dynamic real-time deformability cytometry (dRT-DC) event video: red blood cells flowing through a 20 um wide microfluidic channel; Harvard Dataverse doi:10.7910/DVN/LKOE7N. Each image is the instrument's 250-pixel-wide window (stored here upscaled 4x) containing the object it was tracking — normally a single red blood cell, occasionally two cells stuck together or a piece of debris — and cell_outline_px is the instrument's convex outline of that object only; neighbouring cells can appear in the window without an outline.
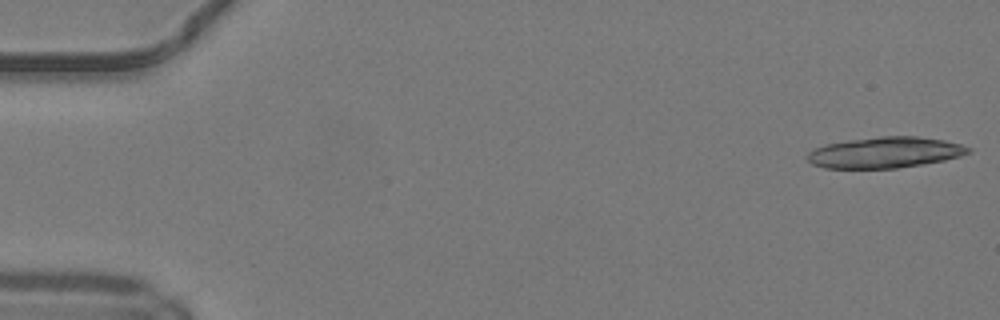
{"species": "common noctule bat (a hibernating species)", "species_latin": "Nyctalus noctula", "temperature_condition": "warm", "stored_images_in_passage": 50, "segment_of_instrument_passage": [1, 2], "camera_frame_rate_fps": 3000, "um_per_image_px": 0.085, "animal": {"sex": "male", "body_mass_g": 19.2, "forearm_length_mm": 51.8}, "frame": {"image": 1, "passage_image": 1, "time_ms": 0.0, "image_size_px": [1000, 320], "cell_outline_px": [[972, 152], [960, 156], [944, 160], [896, 168], [824, 168], [812, 164], [804, 156], [812, 148], [824, 144], [848, 140], [880, 136], [916, 136], [944, 140], [960, 144], [972, 148]], "centroid_in_image_um": [75.18, 12.95], "position_along_channel_um": 9.8, "area_um2": 29.19}}